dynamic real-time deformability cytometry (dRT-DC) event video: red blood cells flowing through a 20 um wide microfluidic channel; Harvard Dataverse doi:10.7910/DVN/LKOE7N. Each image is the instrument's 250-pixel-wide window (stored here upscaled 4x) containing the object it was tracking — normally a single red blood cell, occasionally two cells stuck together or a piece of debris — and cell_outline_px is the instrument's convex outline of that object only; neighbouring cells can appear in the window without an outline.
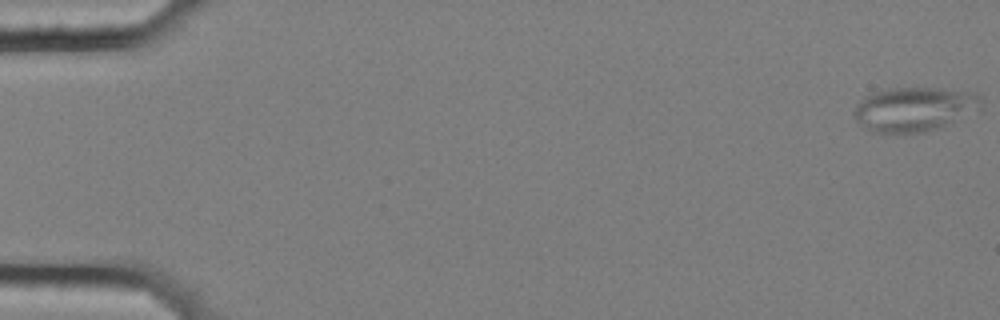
{"species": "common noctule bat (a hibernating species)", "species_latin": "Nyctalus noctula", "temperature_condition": "cold", "stored_images_in_passage": 58, "camera_frame_rate_fps": 3000, "um_per_image_px": 0.085, "animal": {"sex": "female", "body_mass_g": 25.1}, "frame": {"image": 1, "passage_image": 1, "time_ms": 0.0, "image_size_px": [1000, 320], "cell_outline_px": [[980, 108], [940, 128], [924, 132], [872, 132], [860, 124], [856, 120], [852, 112], [856, 104], [864, 96], [872, 92], [888, 88], [936, 88], [976, 92], [980, 96]], "centroid_in_image_um": [77.67, 9.26], "position_along_channel_um": 7.3, "area_um2": 32.71}}
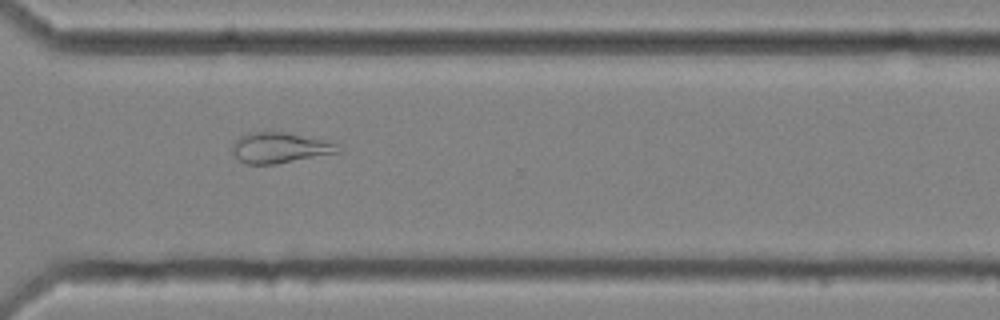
{"frame": {"image": 2, "passage_image": 43, "time_ms": 14.0, "image_size_px": [1000, 320], "cell_outline_px": [[340, 152], [276, 164], [244, 164], [232, 152], [232, 144], [240, 136], [256, 132], [288, 132], [324, 140], [336, 144]], "centroid_in_image_um": [23.76, 12.56], "position_along_channel_um": 346.8, "area_um2": 18.61}}
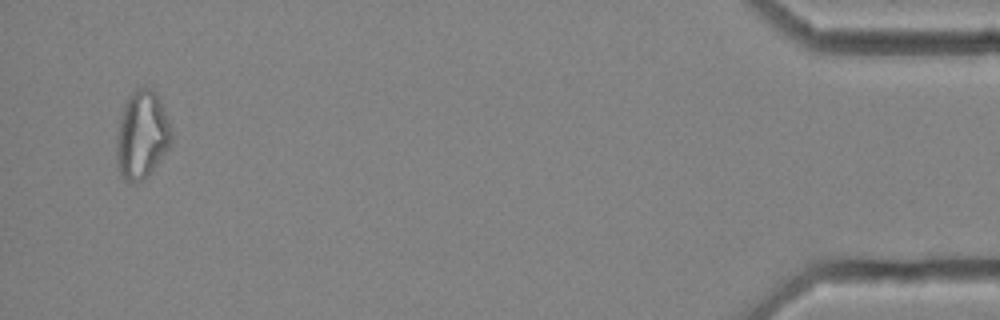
{"frame": {"image": 3, "passage_image": 56, "time_ms": 18.333, "image_size_px": [1000, 320], "cell_outline_px": [[172, 140], [168, 148], [156, 164], [136, 184], [132, 184], [124, 180], [120, 176], [116, 160], [116, 136], [124, 104], [128, 96], [136, 88], [152, 88], [156, 92], [172, 128]], "centroid_in_image_um": [12.04, 11.46], "position_along_channel_um": 423.2, "area_um2": 28.03}, "authors_computed_cell_mechanics": {"area_um2": 24.3627, "velocity_mm_per_s": 3.5504, "shape_relaxation_time_tau1_ms": null, "shape_relaxation_time_tau2_ms": 4.7378, "deformation_change_tau1": null, "deformation_change_tau2": 0.1249}}